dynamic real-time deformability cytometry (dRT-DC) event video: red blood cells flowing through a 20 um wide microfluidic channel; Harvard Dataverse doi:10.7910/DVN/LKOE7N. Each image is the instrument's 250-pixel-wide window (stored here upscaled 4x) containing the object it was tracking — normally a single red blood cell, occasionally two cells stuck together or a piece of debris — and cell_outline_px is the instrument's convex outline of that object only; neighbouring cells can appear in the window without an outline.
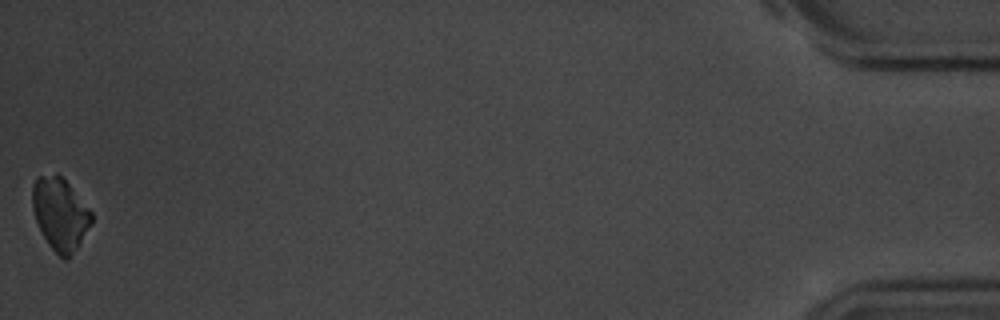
{"species": "common noctule bat (a hibernating species)", "species_latin": "Nyctalus noctula", "temperature_condition": "room temperature", "stored_images_in_passage": 48, "camera_frame_rate_fps": 3000, "um_per_image_px": 0.085, "animal": {"sex": "male", "body_mass_g": 20.1, "forearm_length_mm": 53.5}, "frame": {"image": 1, "passage_image": 48, "time_ms": 15.667, "image_size_px": [1000, 320], "cell_outline_px": [[92, 224], [68, 260], [64, 260], [48, 244], [36, 220], [32, 208], [32, 184], [36, 176], [56, 172], [68, 184], [92, 212]], "centroid_in_image_um": [5.09, 18.16], "position_along_channel_um": 430.1, "area_um2": 24.8}, "authors_computed_cell_mechanics": {"area_um2": 29.8248, "velocity_mm_per_s": 3.6375, "shape_relaxation_time_tau1_ms": 5.731, "shape_relaxation_time_tau2_ms": null, "deformation_change_tau1": 0.2017, "deformation_change_tau2": null}}